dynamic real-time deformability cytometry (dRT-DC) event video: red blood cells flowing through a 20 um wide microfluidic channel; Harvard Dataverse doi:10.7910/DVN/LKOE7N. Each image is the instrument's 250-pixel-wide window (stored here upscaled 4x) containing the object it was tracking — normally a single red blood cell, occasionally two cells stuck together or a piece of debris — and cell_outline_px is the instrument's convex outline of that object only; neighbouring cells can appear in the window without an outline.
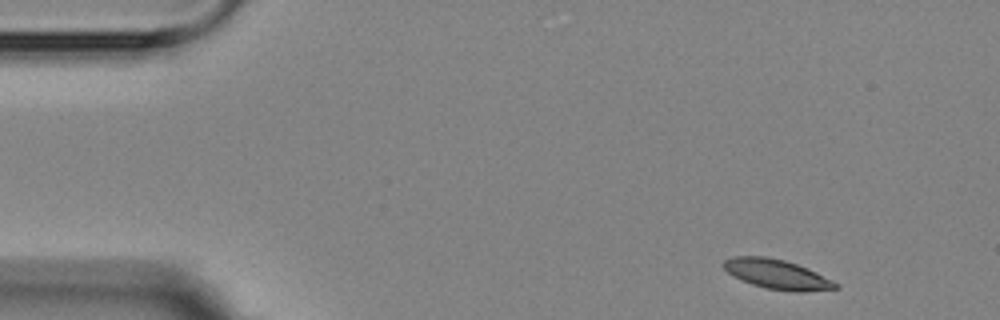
{"species": "Egyptian fruit bat (a non-hibernating species)", "species_latin": "Rousettus aegyptiacus", "temperature_condition": "room temperature", "stored_images_in_passage": 5, "camera_frame_rate_fps": 3000, "um_per_image_px": 0.085, "animal": {"sex": "female"}, "frame": {"image": 1, "passage_image": 1, "time_ms": 0.0, "image_size_px": [1000, 320], "cell_outline_px": [[840, 288], [804, 292], [792, 292], [764, 288], [740, 280], [728, 272], [720, 264], [724, 260], [732, 256], [764, 256], [784, 260], [808, 268], [840, 284]], "centroid_in_image_um": [66.04, 23.32], "position_along_channel_um": 19.0, "area_um2": 19.54}}
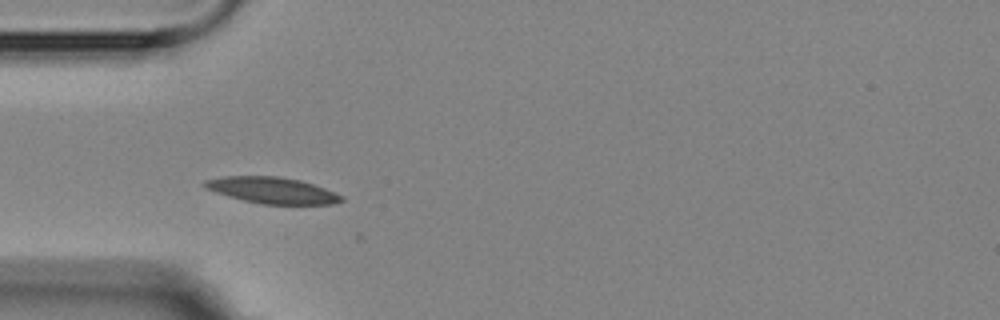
{"frame": {"image": 2, "passage_image": 4, "time_ms": 3.667, "image_size_px": [1000, 320], "cell_outline_px": [[344, 200], [332, 204], [260, 204], [228, 196], [204, 188], [200, 184], [204, 180], [224, 176], [280, 176], [300, 180], [324, 188], [344, 196]], "centroid_in_image_um": [23.1, 16.17], "position_along_channel_um": 61.9, "area_um2": 20.98}}
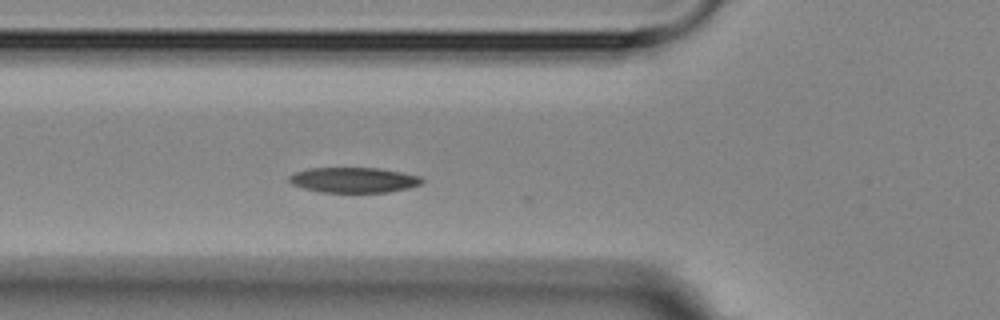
{"frame": {"image": 3, "passage_image": 5, "time_ms": 4.667, "image_size_px": [1000, 320], "cell_outline_px": [[424, 180], [420, 184], [408, 188], [388, 192], [320, 192], [304, 188], [292, 184], [288, 180], [288, 176], [296, 172], [308, 168], [380, 168], [420, 176]], "centroid_in_image_um": [30.05, 15.3], "position_along_channel_um": 95.7, "area_um2": 19.48}}